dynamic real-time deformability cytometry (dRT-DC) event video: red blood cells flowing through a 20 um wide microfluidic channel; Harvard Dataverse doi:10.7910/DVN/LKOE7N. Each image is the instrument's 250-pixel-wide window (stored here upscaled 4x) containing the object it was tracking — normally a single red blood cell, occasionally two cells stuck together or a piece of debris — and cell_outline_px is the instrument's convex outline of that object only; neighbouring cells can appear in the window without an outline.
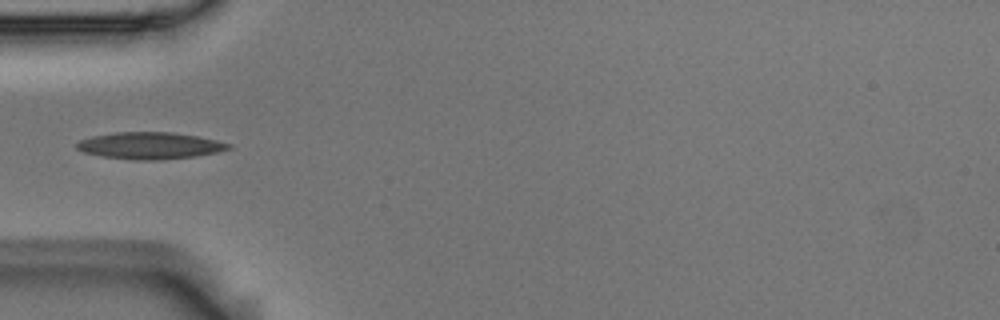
{"species": "Egyptian fruit bat (a non-hibernating species)", "species_latin": "Rousettus aegyptiacus", "temperature_condition": "room temperature", "stored_images_in_passage": 1, "camera_frame_rate_fps": 3000, "um_per_image_px": 0.085, "animal": {"sex": "male"}, "frame": {"image": 1, "passage_image": 1, "time_ms": 0.0, "image_size_px": [1000, 320], "cell_outline_px": [[232, 148], [216, 152], [196, 156], [160, 160], [132, 160], [100, 156], [84, 152], [76, 148], [76, 144], [80, 140], [92, 136], [116, 132], [172, 132], [196, 136], [216, 140], [232, 144]], "centroid_in_image_um": [12.73, 12.38], "position_along_channel_um": 72.3, "area_um2": 23.76}}